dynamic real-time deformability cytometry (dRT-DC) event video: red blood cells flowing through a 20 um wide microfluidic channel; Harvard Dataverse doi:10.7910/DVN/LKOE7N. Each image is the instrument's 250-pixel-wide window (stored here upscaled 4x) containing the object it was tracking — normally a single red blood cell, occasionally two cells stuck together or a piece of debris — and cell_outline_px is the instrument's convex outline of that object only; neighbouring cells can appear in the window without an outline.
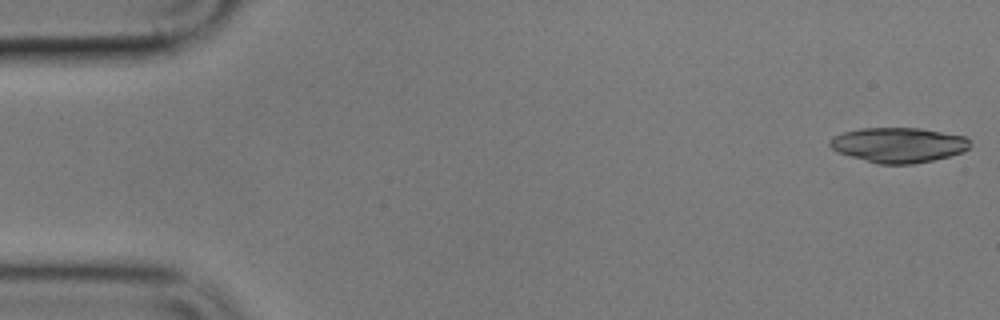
{"species": "common noctule bat (a hibernating species)", "species_latin": "Nyctalus noctula", "temperature_condition": "cold", "stored_images_in_passage": 5, "camera_frame_rate_fps": 3000, "um_per_image_px": 0.085, "animal": {"sex": "male", "body_mass_g": 17.9}, "frame": {"image": 1, "passage_image": 1, "time_ms": 0.0, "image_size_px": [1000, 320], "cell_outline_px": [[972, 144], [968, 148], [960, 152], [948, 156], [932, 160], [912, 164], [876, 164], [836, 152], [828, 144], [828, 140], [832, 136], [844, 132], [860, 128], [920, 128], [964, 136]], "centroid_in_image_um": [76.3, 12.32], "position_along_channel_um": 8.7, "area_um2": 28.61}}